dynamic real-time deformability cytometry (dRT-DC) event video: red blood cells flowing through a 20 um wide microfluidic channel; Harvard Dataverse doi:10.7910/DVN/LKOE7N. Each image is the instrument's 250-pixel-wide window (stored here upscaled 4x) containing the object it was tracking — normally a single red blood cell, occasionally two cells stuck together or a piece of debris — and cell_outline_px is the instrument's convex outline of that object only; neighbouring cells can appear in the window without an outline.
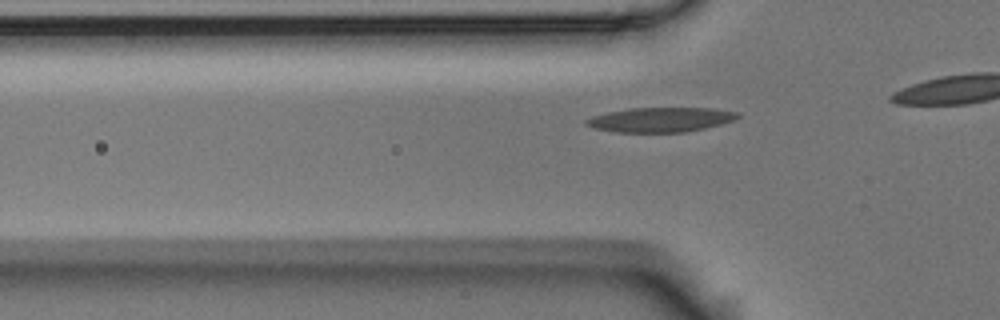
{"species": "Egyptian fruit bat (a non-hibernating species)", "species_latin": "Rousettus aegyptiacus", "temperature_condition": "room temperature", "stored_images_in_passage": 41, "camera_frame_rate_fps": 3000, "um_per_image_px": 0.085, "animal": {"sex": "male"}, "frame": {"image": 1, "passage_image": 14, "time_ms": 4.333, "image_size_px": [1000, 320], "cell_outline_px": [[740, 116], [732, 120], [720, 124], [704, 128], [684, 132], [612, 132], [592, 128], [584, 124], [584, 120], [592, 116], [608, 112], [628, 108], [712, 108], [740, 112]], "centroid_in_image_um": [56.1, 10.17], "position_along_channel_um": 69.7, "area_um2": 21.79}}
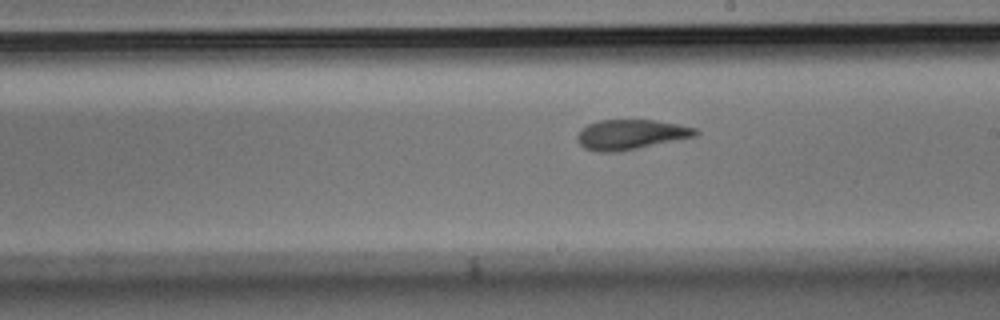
{"frame": {"image": 2, "passage_image": 28, "time_ms": 9.0, "image_size_px": [1000, 320], "cell_outline_px": [[700, 132], [696, 136], [616, 152], [596, 152], [584, 148], [576, 140], [576, 136], [580, 128], [588, 124], [600, 120], [656, 120], [696, 128]], "centroid_in_image_um": [53.56, 11.43], "position_along_channel_um": 235.4, "area_um2": 20.58}}
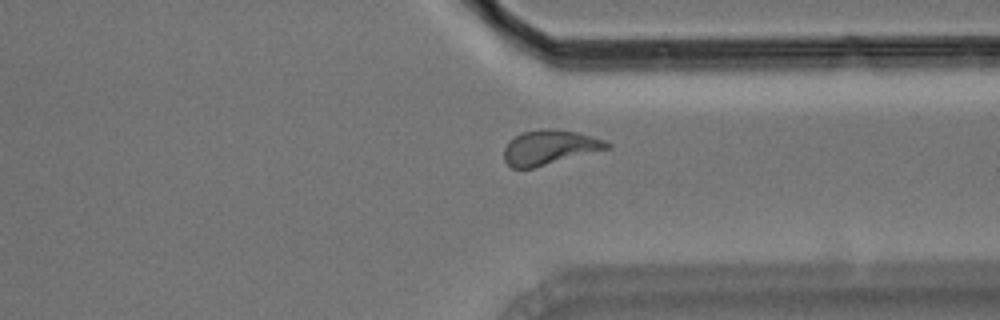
{"frame": {"image": 3, "passage_image": 39, "time_ms": 12.667, "image_size_px": [1000, 320], "cell_outline_px": [[612, 148], [532, 168], [512, 168], [504, 160], [504, 148], [508, 140], [524, 132], [544, 128], [552, 128], [576, 132], [592, 136], [604, 140], [612, 144]], "centroid_in_image_um": [46.73, 12.52], "position_along_channel_um": 364.7, "area_um2": 20.81}}